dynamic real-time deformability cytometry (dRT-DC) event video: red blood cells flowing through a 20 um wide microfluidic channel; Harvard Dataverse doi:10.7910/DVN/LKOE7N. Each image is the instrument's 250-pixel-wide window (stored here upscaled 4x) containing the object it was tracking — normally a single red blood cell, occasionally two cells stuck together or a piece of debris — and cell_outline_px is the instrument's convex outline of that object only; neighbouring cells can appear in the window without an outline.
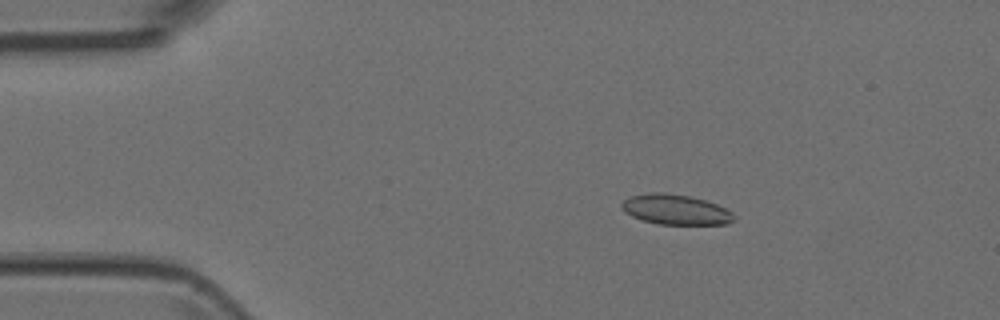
{"species": "Egyptian fruit bat (a non-hibernating species)", "species_latin": "Rousettus aegyptiacus", "temperature_condition": "room temperature", "stored_images_in_passage": 6, "camera_frame_rate_fps": 3000, "um_per_image_px": 0.085, "animal": {"sex": "female"}, "frame": {"image": 1, "passage_image": 3, "time_ms": 0.667, "image_size_px": [1000, 320], "cell_outline_px": [[736, 216], [728, 224], [656, 224], [632, 216], [624, 212], [620, 208], [620, 204], [624, 200], [632, 196], [652, 192], [664, 192], [692, 196], [716, 204], [732, 212]], "centroid_in_image_um": [57.4, 17.81], "position_along_channel_um": 27.6, "area_um2": 19.71}}
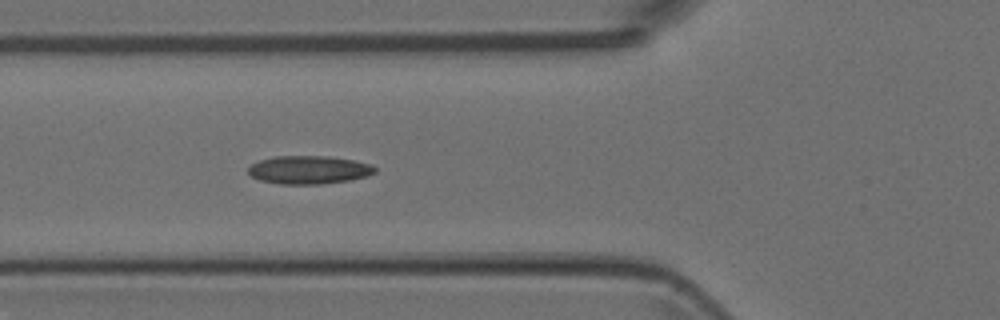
{"frame": {"image": 2, "passage_image": 6, "time_ms": 1.667, "image_size_px": [1000, 320], "cell_outline_px": [[376, 172], [368, 176], [348, 180], [320, 184], [280, 184], [260, 180], [252, 176], [248, 172], [248, 168], [252, 164], [260, 160], [272, 156], [328, 156], [352, 160], [372, 164], [376, 168]], "centroid_in_image_um": [26.26, 14.43], "position_along_channel_um": 99.5, "area_um2": 20.81}}